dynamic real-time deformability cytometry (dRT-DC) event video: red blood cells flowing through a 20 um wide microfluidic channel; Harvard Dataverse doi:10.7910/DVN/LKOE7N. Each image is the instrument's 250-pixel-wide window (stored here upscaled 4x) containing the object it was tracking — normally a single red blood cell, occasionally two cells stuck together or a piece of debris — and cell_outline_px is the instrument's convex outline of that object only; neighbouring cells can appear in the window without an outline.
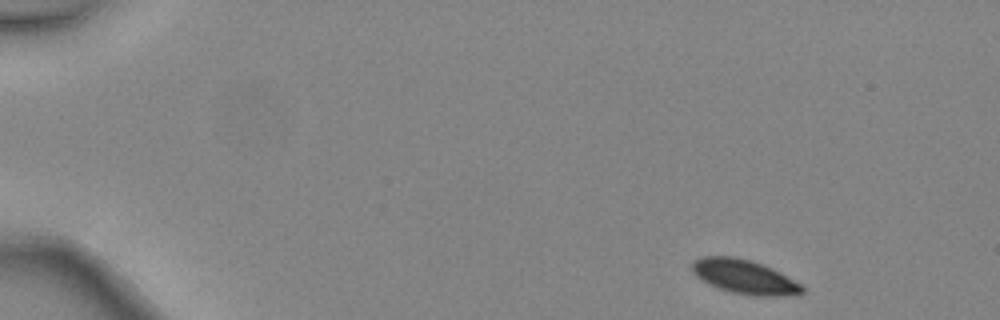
{"species": "common noctule bat (a hibernating species)", "species_latin": "Nyctalus noctula", "temperature_condition": "warm", "stored_images_in_passage": 4, "camera_frame_rate_fps": 3000, "um_per_image_px": 0.085, "animal": {"sex": "female", "body_mass_g": 24.6, "forearm_length_mm": 56.2}, "frame": {"image": 1, "passage_image": 1, "time_ms": 0.0, "image_size_px": [1000, 320], "cell_outline_px": [[804, 292], [784, 296], [756, 296], [732, 292], [708, 284], [700, 280], [692, 272], [692, 264], [696, 260], [704, 256], [732, 256], [752, 260], [772, 268], [780, 272], [800, 284], [804, 288]], "centroid_in_image_um": [63.26, 23.52], "position_along_channel_um": 21.7, "area_um2": 21.79}}